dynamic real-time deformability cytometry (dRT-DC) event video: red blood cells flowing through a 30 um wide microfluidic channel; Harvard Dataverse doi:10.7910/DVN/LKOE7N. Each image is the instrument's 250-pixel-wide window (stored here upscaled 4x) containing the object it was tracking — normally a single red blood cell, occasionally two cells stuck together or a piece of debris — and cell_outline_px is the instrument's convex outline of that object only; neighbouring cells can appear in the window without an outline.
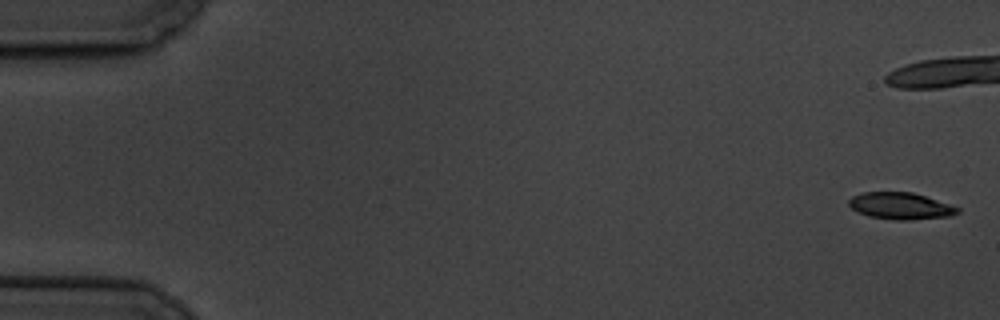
{"species": "common noctule bat (a hibernating species)", "species_latin": "Nyctalus noctula", "temperature_condition": "cold", "stored_images_in_passage": 7, "camera_frame_rate_fps": 3000, "um_per_image_px": 0.085, "animal": {"sex": "male", "body_mass_g": 19.5, "forearm_length_mm": 54.6}, "frame": {"image": 1, "passage_image": 1, "time_ms": 0.0, "image_size_px": [1000, 320], "cell_outline_px": [[960, 212], [952, 216], [912, 220], [896, 220], [868, 216], [856, 212], [848, 204], [848, 200], [852, 196], [860, 192], [912, 192], [960, 208]], "centroid_in_image_um": [76.52, 17.51], "position_along_channel_um": 8.5, "area_um2": 17.05}}